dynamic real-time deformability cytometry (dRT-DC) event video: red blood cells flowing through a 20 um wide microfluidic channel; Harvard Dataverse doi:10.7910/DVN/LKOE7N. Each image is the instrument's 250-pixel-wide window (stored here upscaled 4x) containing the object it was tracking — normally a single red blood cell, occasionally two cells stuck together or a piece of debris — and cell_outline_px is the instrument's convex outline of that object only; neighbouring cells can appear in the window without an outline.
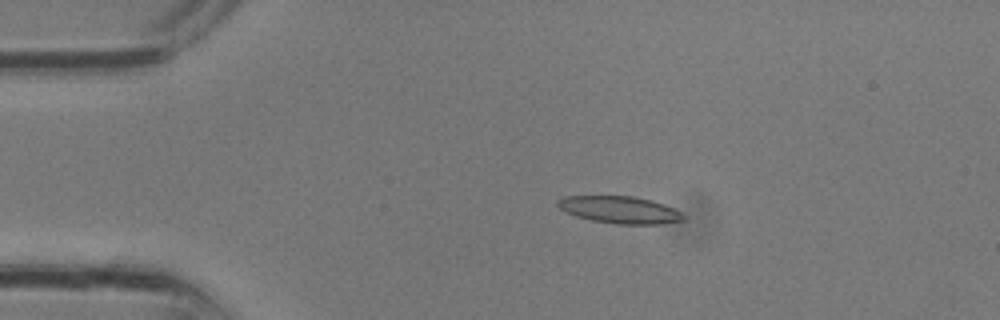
{"species": "common noctule bat (a hibernating species)", "species_latin": "Nyctalus noctula", "temperature_condition": "room temperature", "stored_images_in_passage": 26, "camera_frame_rate_fps": 3000, "um_per_image_px": 0.085, "animal": {"sex": "male", "body_mass_g": 13.3}, "frame": {"image": 1, "passage_image": 1, "time_ms": 0.0, "image_size_px": [1000, 320], "cell_outline_px": [[688, 216], [684, 220], [660, 224], [616, 224], [592, 220], [576, 216], [564, 212], [556, 204], [556, 200], [564, 196], [632, 196], [652, 200], [664, 204], [684, 212]], "centroid_in_image_um": [52.72, 17.83], "position_along_channel_um": 32.3, "area_um2": 20.17}}
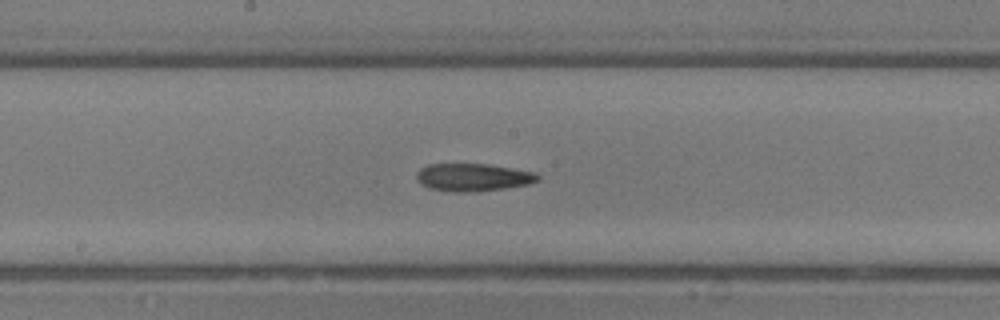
{"frame": {"image": 2, "passage_image": 11, "time_ms": 3.333, "image_size_px": [1000, 320], "cell_outline_px": [[540, 180], [528, 184], [504, 188], [476, 192], [452, 192], [428, 188], [420, 184], [416, 180], [416, 172], [420, 168], [428, 164], [488, 164], [536, 172], [540, 176]], "centroid_in_image_um": [40.18, 15.07], "position_along_channel_um": 208.0, "area_um2": 19.83}}
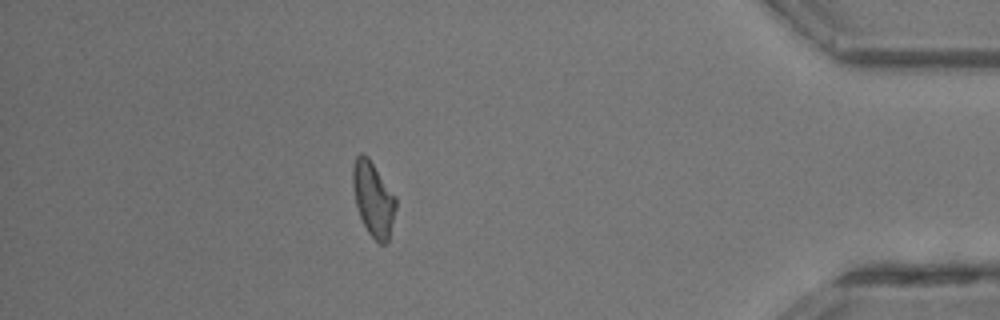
{"frame": {"image": 3, "passage_image": 22, "time_ms": 7.0, "image_size_px": [1000, 320], "cell_outline_px": [[396, 208], [388, 240], [384, 244], [380, 244], [368, 232], [360, 216], [356, 204], [352, 184], [352, 168], [356, 156], [360, 152], [364, 152], [368, 156], [396, 196]], "centroid_in_image_um": [31.72, 16.86], "position_along_channel_um": 403.5, "area_um2": 18.67}}